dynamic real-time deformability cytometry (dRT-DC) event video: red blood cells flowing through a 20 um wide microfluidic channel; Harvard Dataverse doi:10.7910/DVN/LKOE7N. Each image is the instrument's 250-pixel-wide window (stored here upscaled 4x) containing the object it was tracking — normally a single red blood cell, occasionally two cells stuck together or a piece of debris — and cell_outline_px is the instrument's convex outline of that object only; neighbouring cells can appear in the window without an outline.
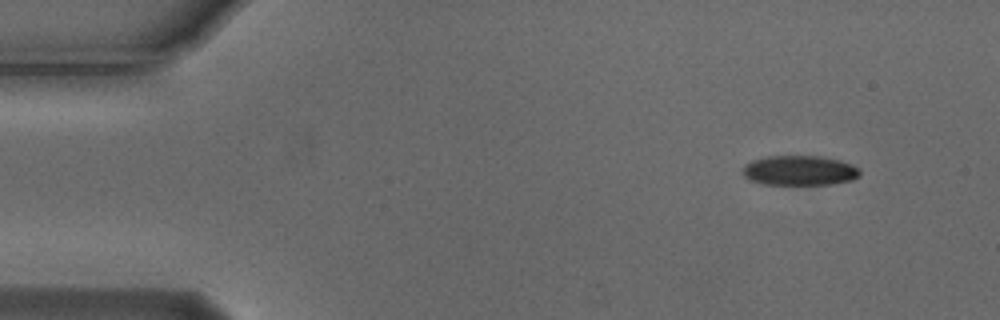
{"species": "Egyptian fruit bat (a non-hibernating species)", "species_latin": "Rousettus aegyptiacus", "temperature_condition": "cold", "stored_images_in_passage": 50, "camera_frame_rate_fps": 3000, "um_per_image_px": 0.085, "animal": {"sex": "male"}, "frame": {"image": 1, "passage_image": 1, "time_ms": 0.0, "image_size_px": [1000, 320], "cell_outline_px": [[860, 176], [852, 180], [828, 184], [764, 184], [748, 180], [740, 172], [744, 164], [752, 160], [764, 156], [824, 156], [840, 160], [852, 164], [860, 168]], "centroid_in_image_um": [67.93, 14.48], "position_along_channel_um": 17.1, "area_um2": 20.69}}
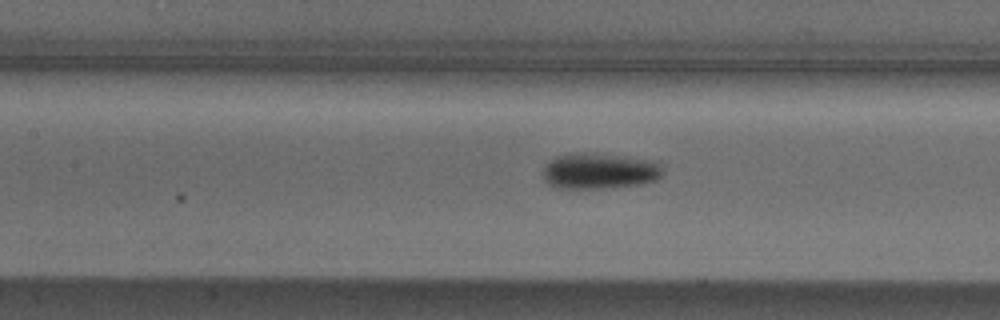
{"frame": {"image": 2, "passage_image": 20, "time_ms": 6.333, "image_size_px": [1000, 320], "cell_outline_px": [[664, 172], [656, 180], [640, 184], [604, 188], [552, 188], [544, 180], [544, 164], [548, 160], [556, 156], [576, 152], [596, 152], [660, 160], [664, 168]], "centroid_in_image_um": [50.99, 14.5], "position_along_channel_um": 156.4, "area_um2": 25.95}}
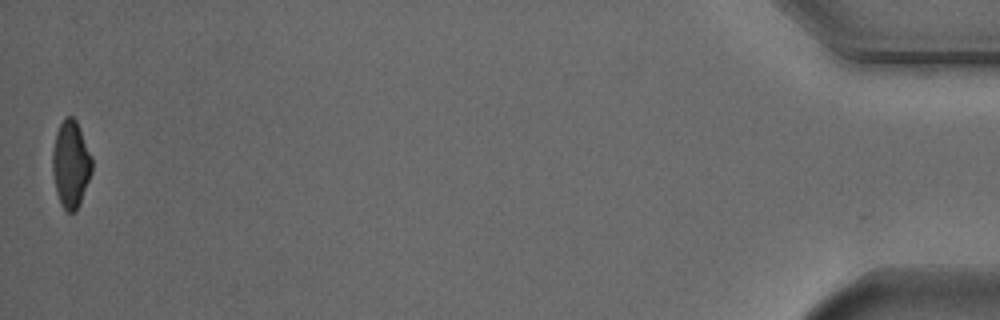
{"frame": {"image": 3, "passage_image": 50, "time_ms": 16.333, "image_size_px": [1000, 320], "cell_outline_px": [[92, 172], [80, 204], [76, 212], [68, 212], [60, 204], [56, 192], [52, 172], [52, 152], [56, 132], [64, 116], [72, 116], [76, 120], [80, 128], [92, 156]], "centroid_in_image_um": [6.02, 13.95], "position_along_channel_um": 429.2, "area_um2": 20.29}, "authors_computed_cell_mechanics": {"area_um2": 22.7732, "velocity_mm_per_s": 3.7303, "shape_relaxation_time_tau1_ms": 3.6533, "shape_relaxation_time_tau2_ms": null, "deformation_change_tau1": 0.1013, "deformation_change_tau2": null}}